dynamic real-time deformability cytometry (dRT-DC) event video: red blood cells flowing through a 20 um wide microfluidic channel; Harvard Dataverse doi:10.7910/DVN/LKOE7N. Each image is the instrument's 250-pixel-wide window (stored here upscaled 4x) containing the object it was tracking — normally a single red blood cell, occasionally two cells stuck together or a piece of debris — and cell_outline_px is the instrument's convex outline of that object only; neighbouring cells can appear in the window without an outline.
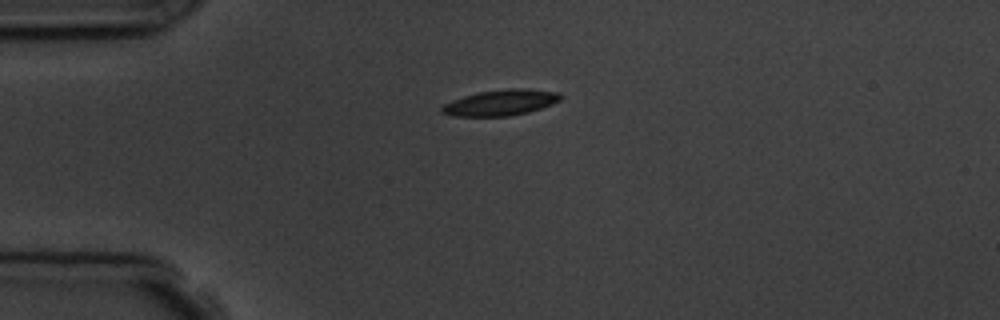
{"species": "common noctule bat (a hibernating species)", "species_latin": "Nyctalus noctula", "temperature_condition": "room temperature", "stored_images_in_passage": 4, "camera_frame_rate_fps": 3000, "um_per_image_px": 0.085, "animal": {"sex": "male", "body_mass_g": 19.5, "forearm_length_mm": 54.6}, "frame": {"image": 1, "passage_image": 1, "time_ms": 0.0, "image_size_px": [1000, 320], "cell_outline_px": [[564, 96], [560, 100], [552, 104], [528, 112], [508, 116], [456, 116], [440, 112], [440, 108], [444, 104], [452, 100], [464, 96], [480, 92], [508, 88], [528, 88], [560, 92]], "centroid_in_image_um": [42.6, 8.71], "position_along_channel_um": 42.4, "area_um2": 17.92}}